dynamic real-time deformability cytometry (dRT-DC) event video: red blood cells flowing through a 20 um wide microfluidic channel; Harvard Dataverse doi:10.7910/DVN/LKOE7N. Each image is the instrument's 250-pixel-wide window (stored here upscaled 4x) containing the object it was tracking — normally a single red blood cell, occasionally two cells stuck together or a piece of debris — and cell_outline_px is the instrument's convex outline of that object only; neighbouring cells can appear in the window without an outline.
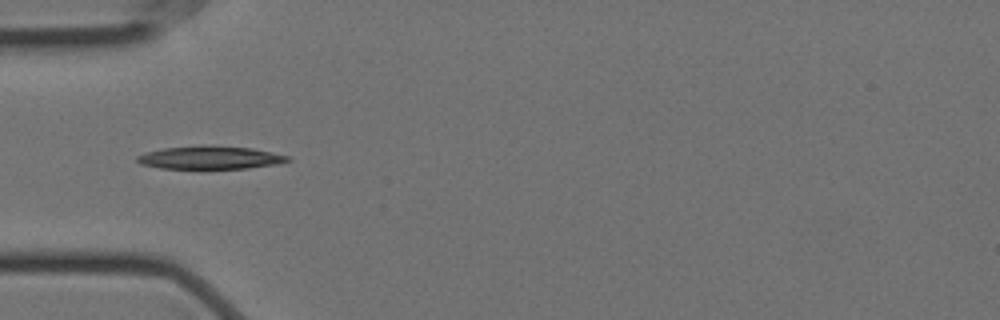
{"species": "Egyptian fruit bat (a non-hibernating species)", "species_latin": "Rousettus aegyptiacus", "temperature_condition": "cold", "stored_images_in_passage": 7, "camera_frame_rate_fps": 3000, "um_per_image_px": 0.085, "animal": {"sex": "female"}, "frame": {"image": 1, "passage_image": 5, "time_ms": 1.333, "image_size_px": [1000, 320], "cell_outline_px": [[292, 160], [276, 164], [248, 168], [200, 172], [160, 168], [140, 164], [136, 160], [136, 156], [144, 152], [164, 148], [200, 144], [204, 144], [252, 148], [272, 152], [288, 156]], "centroid_in_image_um": [17.79, 13.43], "position_along_channel_um": 67.2, "area_um2": 21.68}}
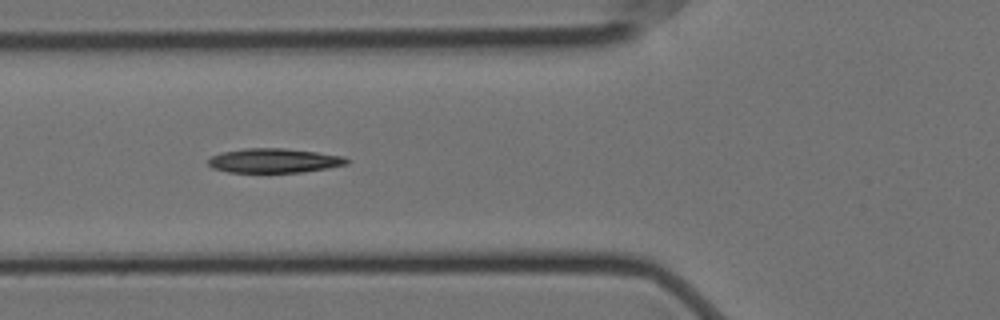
{"frame": {"image": 2, "passage_image": 6, "time_ms": 1.667, "image_size_px": [1000, 320], "cell_outline_px": [[352, 160], [348, 164], [328, 168], [300, 172], [228, 172], [212, 168], [208, 164], [208, 160], [212, 156], [224, 152], [244, 148], [284, 148], [316, 152], [344, 156]], "centroid_in_image_um": [23.34, 13.65], "position_along_channel_um": 102.5, "area_um2": 19.65}}
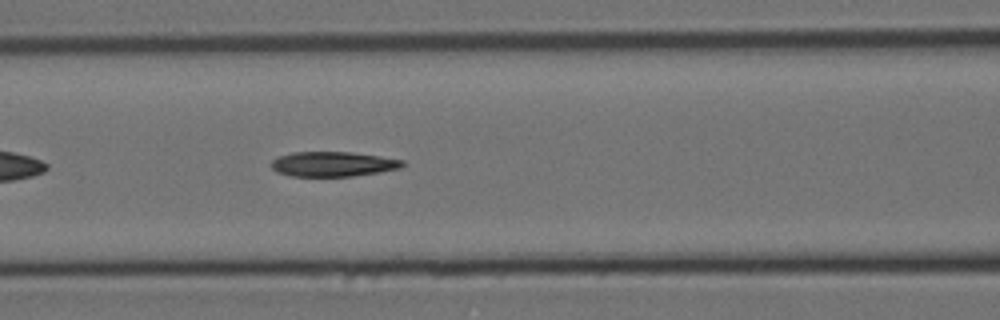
{"frame": {"image": 3, "passage_image": 7, "time_ms": 2.0, "image_size_px": [1000, 320], "cell_outline_px": [[404, 164], [400, 168], [352, 176], [288, 176], [276, 172], [272, 168], [272, 160], [276, 156], [292, 152], [352, 152], [380, 156], [404, 160]], "centroid_in_image_um": [28.25, 13.94], "position_along_channel_um": 138.4, "area_um2": 19.02}}